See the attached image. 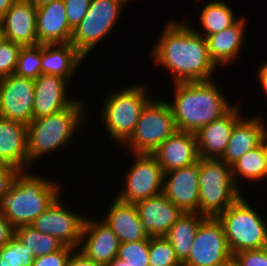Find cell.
Wrapping results in <instances>:
<instances>
[{"instance_id": "8992f818", "label": "cell", "mask_w": 267, "mask_h": 266, "mask_svg": "<svg viewBox=\"0 0 267 266\" xmlns=\"http://www.w3.org/2000/svg\"><path fill=\"white\" fill-rule=\"evenodd\" d=\"M145 85H131L106 97L101 109L102 122L108 136L118 144H125L135 131L140 114L151 100Z\"/></svg>"}, {"instance_id": "8fae6325", "label": "cell", "mask_w": 267, "mask_h": 266, "mask_svg": "<svg viewBox=\"0 0 267 266\" xmlns=\"http://www.w3.org/2000/svg\"><path fill=\"white\" fill-rule=\"evenodd\" d=\"M191 248L182 266H223L233 257L217 217H206L200 223Z\"/></svg>"}, {"instance_id": "7a4b0ae2", "label": "cell", "mask_w": 267, "mask_h": 266, "mask_svg": "<svg viewBox=\"0 0 267 266\" xmlns=\"http://www.w3.org/2000/svg\"><path fill=\"white\" fill-rule=\"evenodd\" d=\"M212 80L174 83L171 107L177 131L195 133L203 126L227 114L231 106Z\"/></svg>"}, {"instance_id": "c3c4849f", "label": "cell", "mask_w": 267, "mask_h": 266, "mask_svg": "<svg viewBox=\"0 0 267 266\" xmlns=\"http://www.w3.org/2000/svg\"><path fill=\"white\" fill-rule=\"evenodd\" d=\"M4 32H3V29H2V25H1V23H0V43L2 42V41H4Z\"/></svg>"}, {"instance_id": "484cf974", "label": "cell", "mask_w": 267, "mask_h": 266, "mask_svg": "<svg viewBox=\"0 0 267 266\" xmlns=\"http://www.w3.org/2000/svg\"><path fill=\"white\" fill-rule=\"evenodd\" d=\"M245 17L223 31L206 37L209 56L216 66L227 65L237 58L245 40Z\"/></svg>"}, {"instance_id": "e0dca14e", "label": "cell", "mask_w": 267, "mask_h": 266, "mask_svg": "<svg viewBox=\"0 0 267 266\" xmlns=\"http://www.w3.org/2000/svg\"><path fill=\"white\" fill-rule=\"evenodd\" d=\"M237 103L224 116L201 127L196 132L199 158L221 159L226 151L235 123L241 118Z\"/></svg>"}, {"instance_id": "5bb4252c", "label": "cell", "mask_w": 267, "mask_h": 266, "mask_svg": "<svg viewBox=\"0 0 267 266\" xmlns=\"http://www.w3.org/2000/svg\"><path fill=\"white\" fill-rule=\"evenodd\" d=\"M100 221L85 218L77 250L95 263L108 266L117 257L120 242L113 230Z\"/></svg>"}, {"instance_id": "4fadbf2b", "label": "cell", "mask_w": 267, "mask_h": 266, "mask_svg": "<svg viewBox=\"0 0 267 266\" xmlns=\"http://www.w3.org/2000/svg\"><path fill=\"white\" fill-rule=\"evenodd\" d=\"M35 80L15 74L0 79V116L28 125L33 120Z\"/></svg>"}, {"instance_id": "cb8c5ba5", "label": "cell", "mask_w": 267, "mask_h": 266, "mask_svg": "<svg viewBox=\"0 0 267 266\" xmlns=\"http://www.w3.org/2000/svg\"><path fill=\"white\" fill-rule=\"evenodd\" d=\"M102 220L117 235L120 243L150 240L135 204L120 201L115 197L106 217Z\"/></svg>"}, {"instance_id": "52a82bcc", "label": "cell", "mask_w": 267, "mask_h": 266, "mask_svg": "<svg viewBox=\"0 0 267 266\" xmlns=\"http://www.w3.org/2000/svg\"><path fill=\"white\" fill-rule=\"evenodd\" d=\"M242 195L217 216L232 256L244 250L267 247V221Z\"/></svg>"}, {"instance_id": "d590c367", "label": "cell", "mask_w": 267, "mask_h": 266, "mask_svg": "<svg viewBox=\"0 0 267 266\" xmlns=\"http://www.w3.org/2000/svg\"><path fill=\"white\" fill-rule=\"evenodd\" d=\"M92 0H64L69 26L74 30L85 17Z\"/></svg>"}, {"instance_id": "4316f807", "label": "cell", "mask_w": 267, "mask_h": 266, "mask_svg": "<svg viewBox=\"0 0 267 266\" xmlns=\"http://www.w3.org/2000/svg\"><path fill=\"white\" fill-rule=\"evenodd\" d=\"M205 218L204 215L197 212H185L164 236L171 243L182 264L189 257L196 232Z\"/></svg>"}, {"instance_id": "5b68a950", "label": "cell", "mask_w": 267, "mask_h": 266, "mask_svg": "<svg viewBox=\"0 0 267 266\" xmlns=\"http://www.w3.org/2000/svg\"><path fill=\"white\" fill-rule=\"evenodd\" d=\"M198 185L197 213L205 217H217L242 196L231 166L221 159L199 158Z\"/></svg>"}, {"instance_id": "30bf717a", "label": "cell", "mask_w": 267, "mask_h": 266, "mask_svg": "<svg viewBox=\"0 0 267 266\" xmlns=\"http://www.w3.org/2000/svg\"><path fill=\"white\" fill-rule=\"evenodd\" d=\"M133 155L134 164L127 172L124 188L116 198L135 204L163 193L164 173L153 154Z\"/></svg>"}, {"instance_id": "7402d4cb", "label": "cell", "mask_w": 267, "mask_h": 266, "mask_svg": "<svg viewBox=\"0 0 267 266\" xmlns=\"http://www.w3.org/2000/svg\"><path fill=\"white\" fill-rule=\"evenodd\" d=\"M0 162L13 171L28 169L27 125L0 116Z\"/></svg>"}, {"instance_id": "b9f144b4", "label": "cell", "mask_w": 267, "mask_h": 266, "mask_svg": "<svg viewBox=\"0 0 267 266\" xmlns=\"http://www.w3.org/2000/svg\"><path fill=\"white\" fill-rule=\"evenodd\" d=\"M258 69H259L258 78L261 84L260 88L262 87L261 88L262 90L260 91L267 97V61L263 62L260 68Z\"/></svg>"}, {"instance_id": "bcb514c9", "label": "cell", "mask_w": 267, "mask_h": 266, "mask_svg": "<svg viewBox=\"0 0 267 266\" xmlns=\"http://www.w3.org/2000/svg\"><path fill=\"white\" fill-rule=\"evenodd\" d=\"M262 149L265 155V163H266V168H267V134L262 139Z\"/></svg>"}, {"instance_id": "f35d334b", "label": "cell", "mask_w": 267, "mask_h": 266, "mask_svg": "<svg viewBox=\"0 0 267 266\" xmlns=\"http://www.w3.org/2000/svg\"><path fill=\"white\" fill-rule=\"evenodd\" d=\"M15 236V227L0 211V249L3 248Z\"/></svg>"}, {"instance_id": "7c38bea8", "label": "cell", "mask_w": 267, "mask_h": 266, "mask_svg": "<svg viewBox=\"0 0 267 266\" xmlns=\"http://www.w3.org/2000/svg\"><path fill=\"white\" fill-rule=\"evenodd\" d=\"M62 204L58 196L53 203L41 213L31 224L41 233L57 238L65 246L77 249L86 216L73 213ZM72 211V212H71Z\"/></svg>"}, {"instance_id": "e575fe53", "label": "cell", "mask_w": 267, "mask_h": 266, "mask_svg": "<svg viewBox=\"0 0 267 266\" xmlns=\"http://www.w3.org/2000/svg\"><path fill=\"white\" fill-rule=\"evenodd\" d=\"M21 46L4 39L0 43V79L13 75Z\"/></svg>"}, {"instance_id": "4dcf8cb0", "label": "cell", "mask_w": 267, "mask_h": 266, "mask_svg": "<svg viewBox=\"0 0 267 266\" xmlns=\"http://www.w3.org/2000/svg\"><path fill=\"white\" fill-rule=\"evenodd\" d=\"M42 45L21 47L14 74L36 80L41 75Z\"/></svg>"}, {"instance_id": "7bdbcfd3", "label": "cell", "mask_w": 267, "mask_h": 266, "mask_svg": "<svg viewBox=\"0 0 267 266\" xmlns=\"http://www.w3.org/2000/svg\"><path fill=\"white\" fill-rule=\"evenodd\" d=\"M17 0H0V18L11 8Z\"/></svg>"}, {"instance_id": "f1b7e54d", "label": "cell", "mask_w": 267, "mask_h": 266, "mask_svg": "<svg viewBox=\"0 0 267 266\" xmlns=\"http://www.w3.org/2000/svg\"><path fill=\"white\" fill-rule=\"evenodd\" d=\"M15 236L35 258L55 253L65 246L54 236L41 233L31 225L15 228Z\"/></svg>"}, {"instance_id": "9c48e42d", "label": "cell", "mask_w": 267, "mask_h": 266, "mask_svg": "<svg viewBox=\"0 0 267 266\" xmlns=\"http://www.w3.org/2000/svg\"><path fill=\"white\" fill-rule=\"evenodd\" d=\"M124 5L125 0H92L85 17L73 30L70 43L86 57L114 30Z\"/></svg>"}, {"instance_id": "d4e9b609", "label": "cell", "mask_w": 267, "mask_h": 266, "mask_svg": "<svg viewBox=\"0 0 267 266\" xmlns=\"http://www.w3.org/2000/svg\"><path fill=\"white\" fill-rule=\"evenodd\" d=\"M85 57L72 43L43 44L41 74L58 75L69 82Z\"/></svg>"}, {"instance_id": "1f68e13d", "label": "cell", "mask_w": 267, "mask_h": 266, "mask_svg": "<svg viewBox=\"0 0 267 266\" xmlns=\"http://www.w3.org/2000/svg\"><path fill=\"white\" fill-rule=\"evenodd\" d=\"M149 266H182L171 243L164 237H150Z\"/></svg>"}, {"instance_id": "ffe728a7", "label": "cell", "mask_w": 267, "mask_h": 266, "mask_svg": "<svg viewBox=\"0 0 267 266\" xmlns=\"http://www.w3.org/2000/svg\"><path fill=\"white\" fill-rule=\"evenodd\" d=\"M143 228L150 237L165 236L183 212L163 193L135 203Z\"/></svg>"}, {"instance_id": "6da1fadb", "label": "cell", "mask_w": 267, "mask_h": 266, "mask_svg": "<svg viewBox=\"0 0 267 266\" xmlns=\"http://www.w3.org/2000/svg\"><path fill=\"white\" fill-rule=\"evenodd\" d=\"M165 26L152 48L154 62L171 73L174 83L211 80L216 65L206 38L183 21L171 20Z\"/></svg>"}, {"instance_id": "3957f363", "label": "cell", "mask_w": 267, "mask_h": 266, "mask_svg": "<svg viewBox=\"0 0 267 266\" xmlns=\"http://www.w3.org/2000/svg\"><path fill=\"white\" fill-rule=\"evenodd\" d=\"M58 185L38 174L14 171L0 194V211L15 228L31 225L61 195Z\"/></svg>"}, {"instance_id": "60d3db41", "label": "cell", "mask_w": 267, "mask_h": 266, "mask_svg": "<svg viewBox=\"0 0 267 266\" xmlns=\"http://www.w3.org/2000/svg\"><path fill=\"white\" fill-rule=\"evenodd\" d=\"M13 170L7 165L0 162V194L6 189L8 182L11 180Z\"/></svg>"}, {"instance_id": "83f0119b", "label": "cell", "mask_w": 267, "mask_h": 266, "mask_svg": "<svg viewBox=\"0 0 267 266\" xmlns=\"http://www.w3.org/2000/svg\"><path fill=\"white\" fill-rule=\"evenodd\" d=\"M226 3L221 0L207 2L201 11L199 20L202 31L204 30L203 34L202 31L192 29L206 38L213 33L223 31L236 24L241 19V16L236 18L233 9Z\"/></svg>"}, {"instance_id": "44dd1931", "label": "cell", "mask_w": 267, "mask_h": 266, "mask_svg": "<svg viewBox=\"0 0 267 266\" xmlns=\"http://www.w3.org/2000/svg\"><path fill=\"white\" fill-rule=\"evenodd\" d=\"M36 30L38 44L70 43L73 29L67 21L64 0L37 7Z\"/></svg>"}, {"instance_id": "8d00e7d4", "label": "cell", "mask_w": 267, "mask_h": 266, "mask_svg": "<svg viewBox=\"0 0 267 266\" xmlns=\"http://www.w3.org/2000/svg\"><path fill=\"white\" fill-rule=\"evenodd\" d=\"M239 266H267V247L238 252L232 257Z\"/></svg>"}, {"instance_id": "836d02e7", "label": "cell", "mask_w": 267, "mask_h": 266, "mask_svg": "<svg viewBox=\"0 0 267 266\" xmlns=\"http://www.w3.org/2000/svg\"><path fill=\"white\" fill-rule=\"evenodd\" d=\"M150 240L120 243L117 257L131 266H149Z\"/></svg>"}, {"instance_id": "9a60e30c", "label": "cell", "mask_w": 267, "mask_h": 266, "mask_svg": "<svg viewBox=\"0 0 267 266\" xmlns=\"http://www.w3.org/2000/svg\"><path fill=\"white\" fill-rule=\"evenodd\" d=\"M199 160L164 173L163 194L183 213L199 210Z\"/></svg>"}, {"instance_id": "277c9868", "label": "cell", "mask_w": 267, "mask_h": 266, "mask_svg": "<svg viewBox=\"0 0 267 266\" xmlns=\"http://www.w3.org/2000/svg\"><path fill=\"white\" fill-rule=\"evenodd\" d=\"M83 106L84 103L77 99L70 107L52 115L33 119L27 125L29 165L35 164L39 158L53 150L68 145L80 126L84 125L86 109Z\"/></svg>"}, {"instance_id": "603a6c76", "label": "cell", "mask_w": 267, "mask_h": 266, "mask_svg": "<svg viewBox=\"0 0 267 266\" xmlns=\"http://www.w3.org/2000/svg\"><path fill=\"white\" fill-rule=\"evenodd\" d=\"M264 121L261 115L249 118L241 117L232 129L221 160L231 166L246 152L259 146L267 134V125L263 123Z\"/></svg>"}, {"instance_id": "ba28073f", "label": "cell", "mask_w": 267, "mask_h": 266, "mask_svg": "<svg viewBox=\"0 0 267 266\" xmlns=\"http://www.w3.org/2000/svg\"><path fill=\"white\" fill-rule=\"evenodd\" d=\"M176 131L168 102L151 99L142 110L134 133L123 146L133 154H152Z\"/></svg>"}, {"instance_id": "ab89813d", "label": "cell", "mask_w": 267, "mask_h": 266, "mask_svg": "<svg viewBox=\"0 0 267 266\" xmlns=\"http://www.w3.org/2000/svg\"><path fill=\"white\" fill-rule=\"evenodd\" d=\"M66 266H101L94 261L86 258L81 252L77 249L74 250L70 257L67 260Z\"/></svg>"}, {"instance_id": "74e56055", "label": "cell", "mask_w": 267, "mask_h": 266, "mask_svg": "<svg viewBox=\"0 0 267 266\" xmlns=\"http://www.w3.org/2000/svg\"><path fill=\"white\" fill-rule=\"evenodd\" d=\"M74 250L76 249L64 246L60 251L35 258L32 266H66Z\"/></svg>"}, {"instance_id": "7dc6e473", "label": "cell", "mask_w": 267, "mask_h": 266, "mask_svg": "<svg viewBox=\"0 0 267 266\" xmlns=\"http://www.w3.org/2000/svg\"><path fill=\"white\" fill-rule=\"evenodd\" d=\"M223 266H239L236 261L232 258L230 261L225 263Z\"/></svg>"}, {"instance_id": "ee69618b", "label": "cell", "mask_w": 267, "mask_h": 266, "mask_svg": "<svg viewBox=\"0 0 267 266\" xmlns=\"http://www.w3.org/2000/svg\"><path fill=\"white\" fill-rule=\"evenodd\" d=\"M29 1L31 2V4L33 6H35L37 8V7L51 3V2L56 1V0H29Z\"/></svg>"}, {"instance_id": "d6986e66", "label": "cell", "mask_w": 267, "mask_h": 266, "mask_svg": "<svg viewBox=\"0 0 267 266\" xmlns=\"http://www.w3.org/2000/svg\"><path fill=\"white\" fill-rule=\"evenodd\" d=\"M152 154L158 160L163 173L190 166L199 160L196 134L176 131Z\"/></svg>"}, {"instance_id": "f546056e", "label": "cell", "mask_w": 267, "mask_h": 266, "mask_svg": "<svg viewBox=\"0 0 267 266\" xmlns=\"http://www.w3.org/2000/svg\"><path fill=\"white\" fill-rule=\"evenodd\" d=\"M233 179L239 188L237 181L238 176L241 179L259 180L267 178V168L265 155L262 149V142L256 148L251 149L242 155L235 163L231 165Z\"/></svg>"}, {"instance_id": "2e32d148", "label": "cell", "mask_w": 267, "mask_h": 266, "mask_svg": "<svg viewBox=\"0 0 267 266\" xmlns=\"http://www.w3.org/2000/svg\"><path fill=\"white\" fill-rule=\"evenodd\" d=\"M36 16L37 8L29 0H17L0 18L5 40L21 47L38 45Z\"/></svg>"}, {"instance_id": "d6a6232c", "label": "cell", "mask_w": 267, "mask_h": 266, "mask_svg": "<svg viewBox=\"0 0 267 266\" xmlns=\"http://www.w3.org/2000/svg\"><path fill=\"white\" fill-rule=\"evenodd\" d=\"M34 259L16 236L0 249V266H32Z\"/></svg>"}, {"instance_id": "ac0fdd59", "label": "cell", "mask_w": 267, "mask_h": 266, "mask_svg": "<svg viewBox=\"0 0 267 266\" xmlns=\"http://www.w3.org/2000/svg\"><path fill=\"white\" fill-rule=\"evenodd\" d=\"M68 85L69 81L61 76L41 74L35 80L33 119L70 107L77 99L68 96Z\"/></svg>"}, {"instance_id": "f6af8a7d", "label": "cell", "mask_w": 267, "mask_h": 266, "mask_svg": "<svg viewBox=\"0 0 267 266\" xmlns=\"http://www.w3.org/2000/svg\"><path fill=\"white\" fill-rule=\"evenodd\" d=\"M108 266H131L122 259L116 257Z\"/></svg>"}]
</instances>
